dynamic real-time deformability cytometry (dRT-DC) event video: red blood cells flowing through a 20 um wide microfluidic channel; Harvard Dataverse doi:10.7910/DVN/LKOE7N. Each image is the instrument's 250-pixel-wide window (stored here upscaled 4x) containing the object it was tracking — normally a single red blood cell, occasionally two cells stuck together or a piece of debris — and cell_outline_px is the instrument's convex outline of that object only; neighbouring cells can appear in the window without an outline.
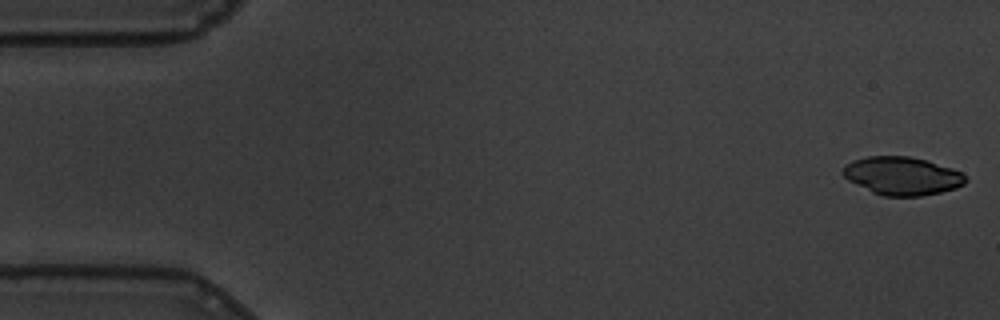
{"species": "common noctule bat (a hibernating species)", "species_latin": "Nyctalus noctula", "temperature_condition": "warm", "stored_images_in_passage": 57, "camera_frame_rate_fps": 3000, "um_per_image_px": 0.085, "animal": {"sex": "male", "body_mass_g": 19.5, "forearm_length_mm": 54.6}, "frame": {"image": 1, "passage_image": 1, "time_ms": 0.0, "image_size_px": [1000, 320], "cell_outline_px": [[968, 180], [964, 184], [956, 188], [940, 192], [920, 196], [884, 196], [872, 192], [848, 180], [840, 172], [852, 160], [868, 156], [908, 156], [928, 160], [952, 168], [968, 176]], "centroid_in_image_um": [76.71, 14.95], "position_along_channel_um": 8.3, "area_um2": 27.34}}
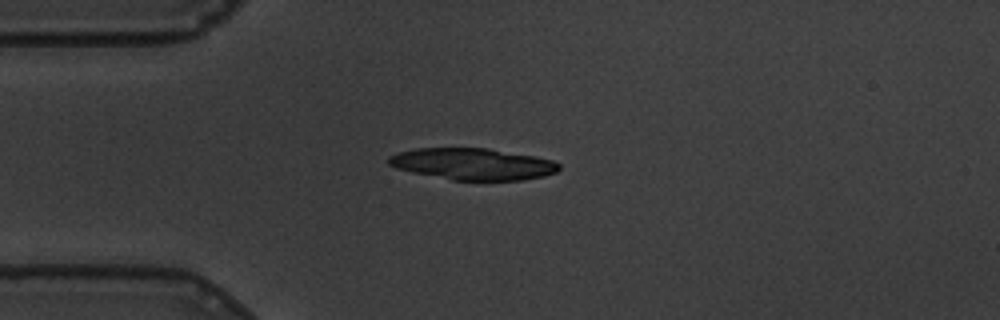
{"frame": {"image": 2, "passage_image": 14, "time_ms": 4.333, "image_size_px": [1000, 320], "cell_outline_px": [[560, 168], [556, 172], [544, 176], [524, 180], [452, 180], [412, 172], [396, 168], [388, 164], [388, 156], [400, 152], [416, 148], [488, 148], [536, 156], [552, 160], [560, 164]], "centroid_in_image_um": [40.2, 13.94], "position_along_channel_um": 44.8, "area_um2": 31.44}}